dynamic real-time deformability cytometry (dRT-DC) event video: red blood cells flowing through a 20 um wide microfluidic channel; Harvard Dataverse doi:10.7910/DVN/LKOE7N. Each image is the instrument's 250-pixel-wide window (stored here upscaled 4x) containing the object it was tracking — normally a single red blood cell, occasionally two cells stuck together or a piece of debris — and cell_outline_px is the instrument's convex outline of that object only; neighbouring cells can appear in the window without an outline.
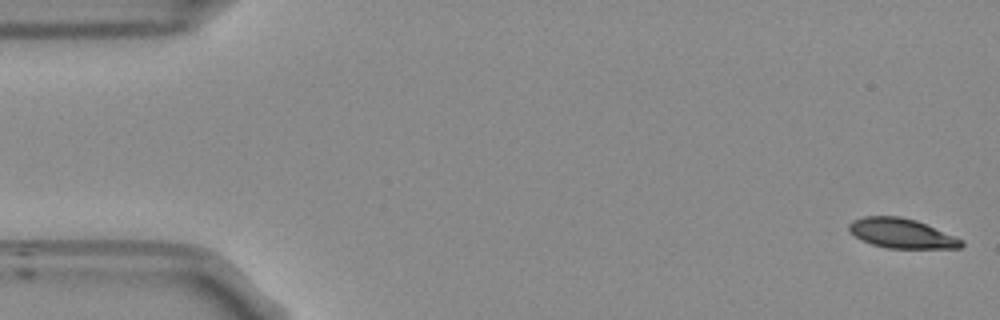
{"species": "Egyptian fruit bat (a non-hibernating species)", "species_latin": "Rousettus aegyptiacus", "temperature_condition": "room temperature", "stored_images_in_passage": 53, "camera_frame_rate_fps": 3000, "um_per_image_px": 0.085, "frame": {"image": 1, "passage_image": 1, "time_ms": 0.0, "image_size_px": [1000, 320], "cell_outline_px": [[964, 244], [960, 248], [888, 248], [872, 244], [860, 240], [848, 228], [848, 224], [852, 220], [864, 216], [900, 216], [916, 220], [964, 240]], "centroid_in_image_um": [76.63, 19.83], "position_along_channel_um": 8.4, "area_um2": 19.36}}
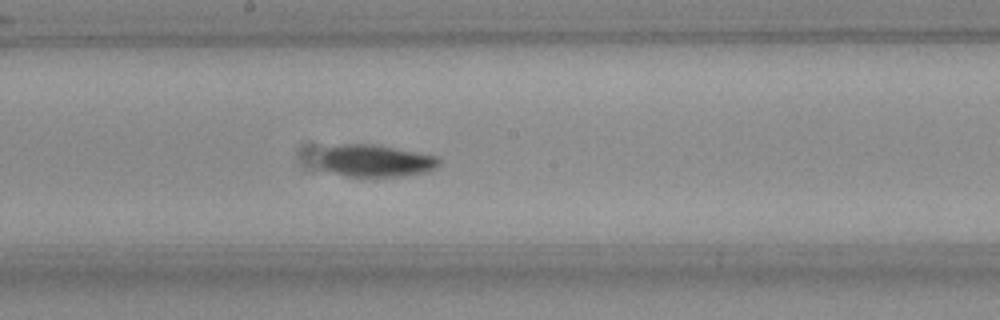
{"frame": {"image": 2, "passage_image": 28, "time_ms": 9.0, "image_size_px": [1000, 320], "cell_outline_px": [[440, 164], [436, 168], [428, 172], [404, 176], [344, 176], [332, 172], [324, 168], [324, 152], [328, 148], [340, 144], [372, 144], [416, 152], [436, 156], [440, 160]], "centroid_in_image_um": [32.03, 13.68], "position_along_channel_um": 216.2, "area_um2": 21.85}}
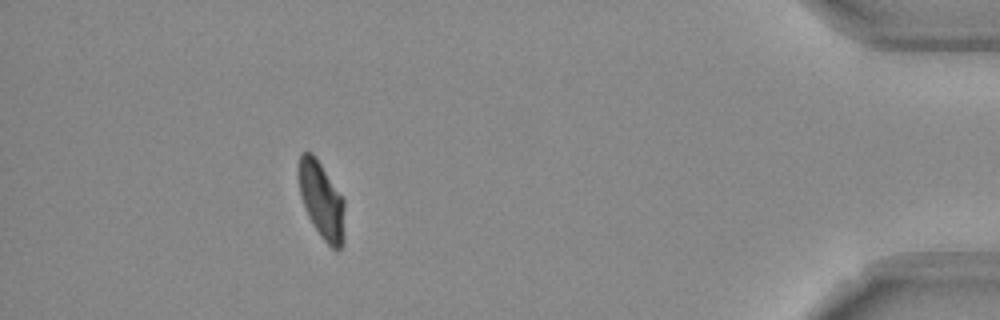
{"frame": {"image": 3, "passage_image": 48, "time_ms": 15.667, "image_size_px": [1000, 320], "cell_outline_px": [[344, 240], [340, 248], [336, 252], [320, 236], [312, 224], [308, 216], [300, 196], [296, 168], [300, 156], [304, 152], [312, 152], [344, 200]], "centroid_in_image_um": [27.3, 17.04], "position_along_channel_um": 407.9, "area_um2": 20.69}, "authors_computed_cell_mechanics": {"area_um2": 21.2704, "velocity_mm_per_s": 3.7645, "shape_relaxation_time_tau1_ms": 2.7125, "shape_relaxation_time_tau2_ms": 1.5684, "deformation_change_tau1": 0.1525, "deformation_change_tau2": 0.0642}}